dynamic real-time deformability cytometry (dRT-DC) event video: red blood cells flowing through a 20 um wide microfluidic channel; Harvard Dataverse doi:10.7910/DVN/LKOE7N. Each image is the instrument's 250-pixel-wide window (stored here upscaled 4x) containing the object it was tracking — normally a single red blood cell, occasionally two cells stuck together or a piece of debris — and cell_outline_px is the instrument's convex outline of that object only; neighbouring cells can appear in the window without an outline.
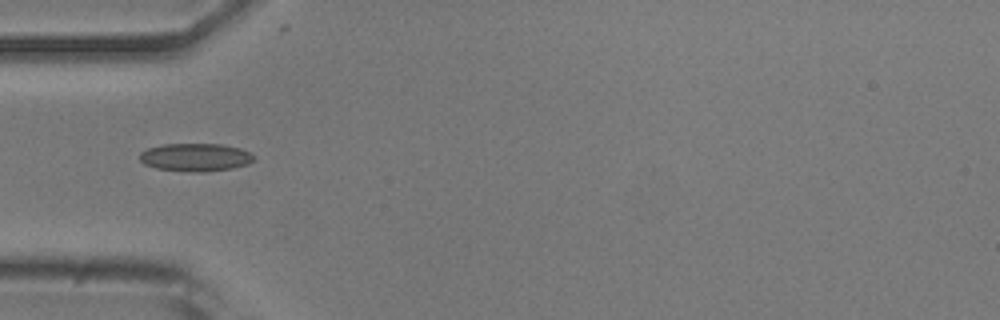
{"species": "common noctule bat (a hibernating species)", "species_latin": "Nyctalus noctula", "temperature_condition": "room temperature", "stored_images_in_passage": 38, "camera_frame_rate_fps": 3000, "um_per_image_px": 0.085, "animal": {"sex": "male", "body_mass_g": 20.5, "forearm_length_mm": 52.5}, "frame": {"image": 1, "passage_image": 3, "time_ms": 0.667, "image_size_px": [1000, 320], "cell_outline_px": [[256, 156], [248, 164], [232, 168], [204, 172], [188, 172], [156, 168], [144, 164], [140, 160], [140, 152], [148, 148], [160, 144], [224, 144], [240, 148], [252, 152]], "centroid_in_image_um": [16.63, 13.36], "position_along_channel_um": 68.4, "area_um2": 18.84}}
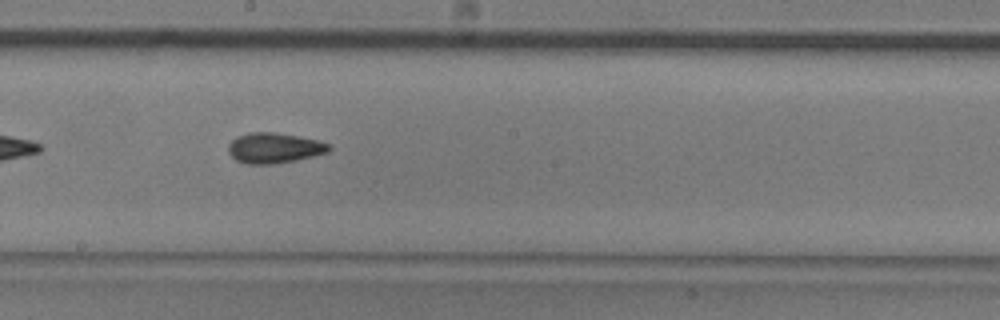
{"frame": {"image": 2, "passage_image": 15, "time_ms": 4.667, "image_size_px": [1000, 320], "cell_outline_px": [[332, 148], [328, 152], [296, 160], [272, 164], [244, 164], [236, 160], [228, 152], [228, 144], [236, 136], [248, 132], [276, 132], [320, 140], [328, 144]], "centroid_in_image_um": [23.29, 12.57], "position_along_channel_um": 224.9, "area_um2": 17.98}}
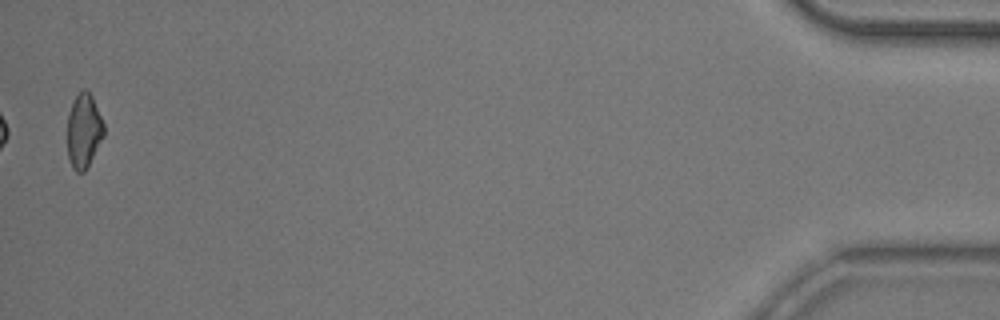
{"frame": {"image": 3, "passage_image": 38, "time_ms": 12.333, "image_size_px": [1000, 320], "cell_outline_px": [[104, 136], [84, 172], [76, 172], [72, 168], [68, 156], [68, 112], [76, 96], [84, 88], [92, 96], [104, 124]], "centroid_in_image_um": [7.12, 11.13], "position_along_channel_um": 428.1, "area_um2": 15.61}, "authors_computed_cell_mechanics": {"area_um2": 16.9643, "velocity_mm_per_s": 3.8757, "shape_relaxation_time_tau1_ms": 3.9279, "shape_relaxation_time_tau2_ms": 2.2448, "deformation_change_tau1": 0.1168, "deformation_change_tau2": 0.0864}}